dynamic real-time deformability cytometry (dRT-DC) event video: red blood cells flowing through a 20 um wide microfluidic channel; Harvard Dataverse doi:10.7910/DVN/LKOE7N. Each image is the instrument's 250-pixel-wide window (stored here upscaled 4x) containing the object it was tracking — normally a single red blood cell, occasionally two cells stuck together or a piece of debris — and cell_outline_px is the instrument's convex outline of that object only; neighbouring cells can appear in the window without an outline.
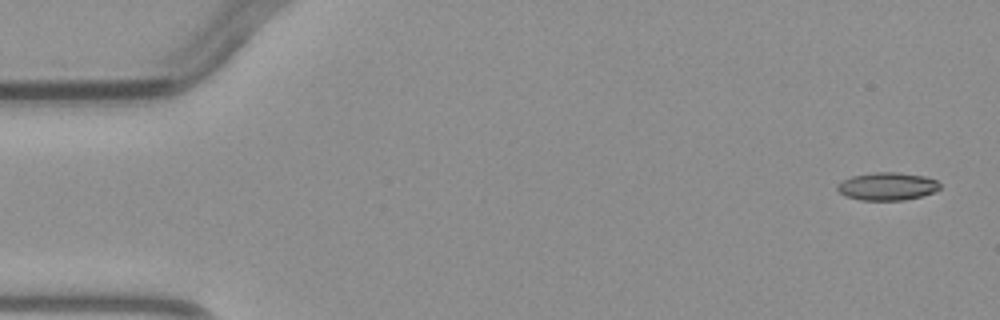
{"species": "common noctule bat (a hibernating species)", "species_latin": "Nyctalus noctula", "temperature_condition": "warm", "stored_images_in_passage": 4, "camera_frame_rate_fps": 3000, "um_per_image_px": 0.085, "animal": {"sex": "male", "body_mass_g": 23.1, "forearm_length_mm": 52.7}, "frame": {"image": 1, "passage_image": 1, "time_ms": 0.0, "image_size_px": [1000, 320], "cell_outline_px": [[940, 188], [932, 192], [920, 196], [904, 200], [860, 200], [844, 196], [836, 188], [836, 184], [852, 176], [876, 172], [896, 172], [924, 176], [936, 180], [940, 184]], "centroid_in_image_um": [75.38, 15.84], "position_along_channel_um": 9.6, "area_um2": 16.53}}
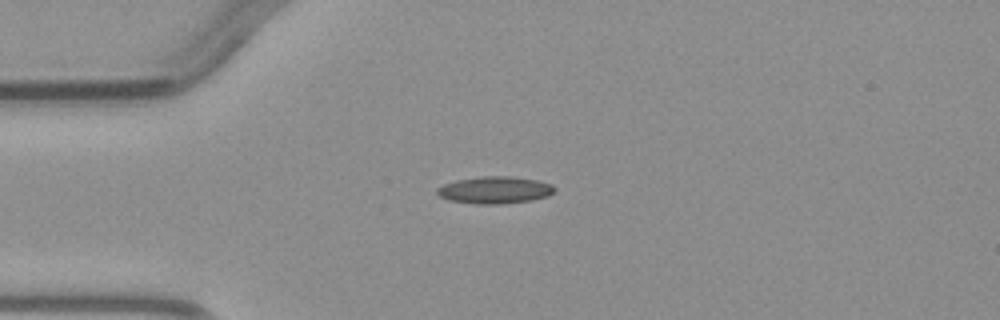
{"frame": {"image": 2, "passage_image": 4, "time_ms": 3.333, "image_size_px": [1000, 320], "cell_outline_px": [[556, 192], [548, 196], [532, 200], [500, 204], [476, 204], [448, 200], [440, 196], [436, 192], [436, 188], [444, 184], [456, 180], [484, 176], [508, 176], [536, 180], [552, 184], [556, 188]], "centroid_in_image_um": [42.07, 16.16], "position_along_channel_um": 42.9, "area_um2": 18.61}}